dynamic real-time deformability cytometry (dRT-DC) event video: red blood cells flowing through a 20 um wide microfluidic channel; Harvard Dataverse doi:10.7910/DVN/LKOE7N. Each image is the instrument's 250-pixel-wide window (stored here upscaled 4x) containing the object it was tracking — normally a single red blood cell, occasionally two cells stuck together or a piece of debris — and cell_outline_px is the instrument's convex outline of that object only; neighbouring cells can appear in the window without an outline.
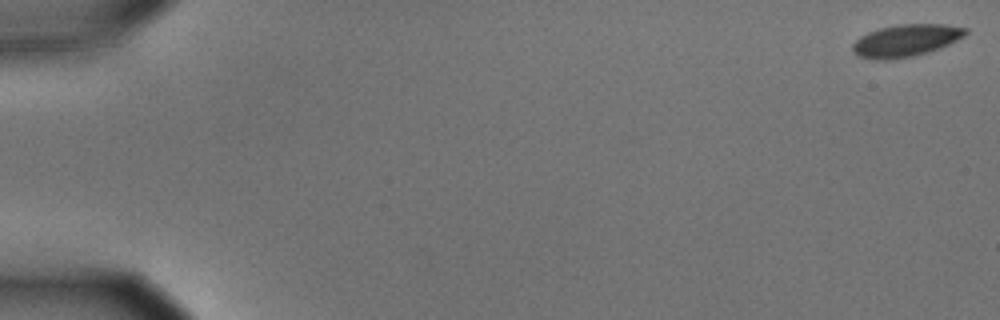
{"species": "common noctule bat (a hibernating species)", "species_latin": "Nyctalus noctula", "temperature_condition": "cold", "stored_images_in_passage": 57, "camera_frame_rate_fps": 3000, "um_per_image_px": 0.085, "animal": {"sex": "male", "body_mass_g": 15.6}, "frame": {"image": 1, "passage_image": 1, "time_ms": 0.0, "image_size_px": [1000, 320], "cell_outline_px": [[968, 32], [964, 36], [948, 44], [912, 56], [888, 60], [876, 60], [860, 56], [852, 52], [852, 44], [860, 36], [868, 32], [880, 28], [900, 24], [944, 24], [968, 28]], "centroid_in_image_um": [76.97, 3.43], "position_along_channel_um": 8.0, "area_um2": 20.92}}
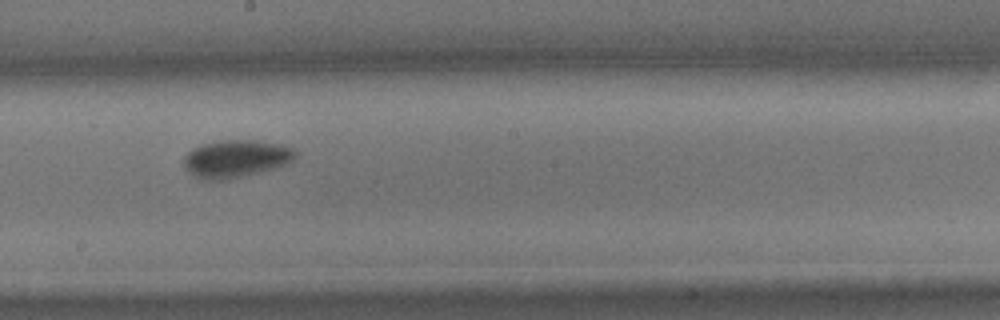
{"frame": {"image": 2, "passage_image": 33, "time_ms": 10.667, "image_size_px": [1000, 320], "cell_outline_px": [[296, 156], [292, 160], [284, 164], [260, 172], [228, 180], [200, 180], [184, 168], [184, 156], [192, 148], [204, 144], [224, 140], [252, 140], [280, 144], [292, 148], [296, 152]], "centroid_in_image_um": [20.01, 13.5], "position_along_channel_um": 228.2, "area_um2": 24.28}}
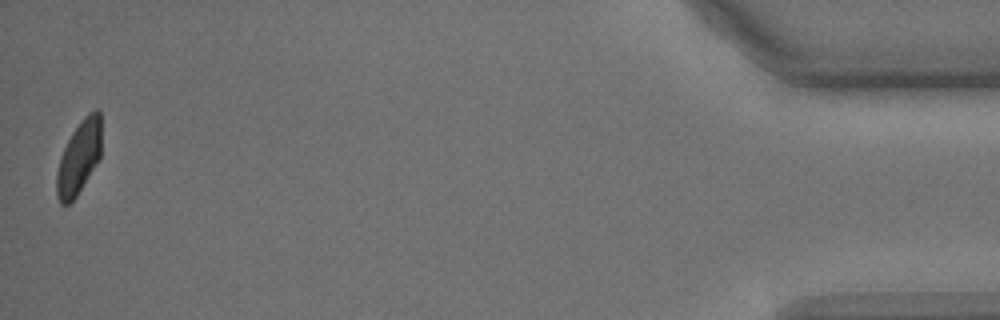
{"frame": {"image": 3, "passage_image": 57, "time_ms": 18.667, "image_size_px": [1000, 320], "cell_outline_px": [[100, 160], [76, 196], [68, 204], [60, 204], [56, 196], [56, 172], [60, 156], [72, 132], [80, 120], [88, 112], [96, 108], [100, 112]], "centroid_in_image_um": [6.7, 13.38], "position_along_channel_um": 428.5, "area_um2": 19.25}, "authors_computed_cell_mechanics": {"area_um2": 21.7906, "velocity_mm_per_s": 3.5443, "shape_relaxation_time_tau1_ms": 2.2816, "shape_relaxation_time_tau2_ms": null, "deformation_change_tau1": 0.0661, "deformation_change_tau2": null}}